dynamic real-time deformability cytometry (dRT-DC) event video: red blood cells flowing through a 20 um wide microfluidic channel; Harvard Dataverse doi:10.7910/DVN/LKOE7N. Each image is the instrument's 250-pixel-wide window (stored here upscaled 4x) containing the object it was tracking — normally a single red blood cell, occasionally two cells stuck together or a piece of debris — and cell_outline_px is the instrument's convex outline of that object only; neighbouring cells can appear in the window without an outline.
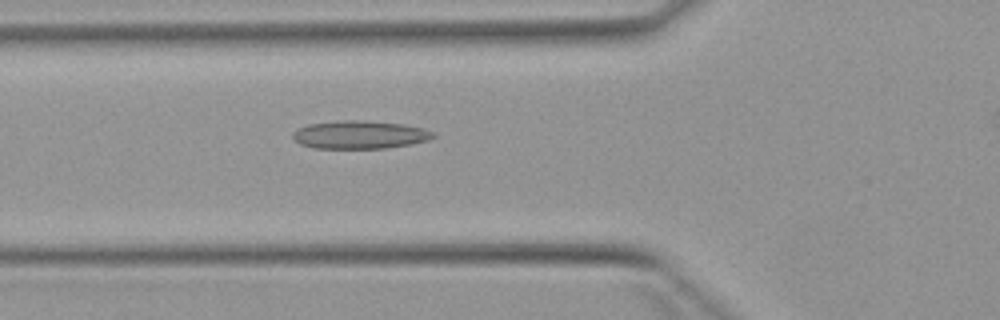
{"species": "Egyptian fruit bat (a non-hibernating species)", "species_latin": "Rousettus aegyptiacus", "temperature_condition": "warm", "stored_images_in_passage": 5, "camera_frame_rate_fps": 3000, "um_per_image_px": 0.085, "animal": {"sex": "female"}, "frame": {"image": 1, "passage_image": 5, "time_ms": 5.333, "image_size_px": [1000, 320], "cell_outline_px": [[436, 136], [428, 140], [412, 144], [384, 148], [312, 148], [300, 144], [292, 136], [292, 132], [296, 128], [308, 124], [340, 120], [364, 120], [404, 124], [424, 128], [432, 132]], "centroid_in_image_um": [30.56, 11.44], "position_along_channel_um": 95.2, "area_um2": 23.12}}